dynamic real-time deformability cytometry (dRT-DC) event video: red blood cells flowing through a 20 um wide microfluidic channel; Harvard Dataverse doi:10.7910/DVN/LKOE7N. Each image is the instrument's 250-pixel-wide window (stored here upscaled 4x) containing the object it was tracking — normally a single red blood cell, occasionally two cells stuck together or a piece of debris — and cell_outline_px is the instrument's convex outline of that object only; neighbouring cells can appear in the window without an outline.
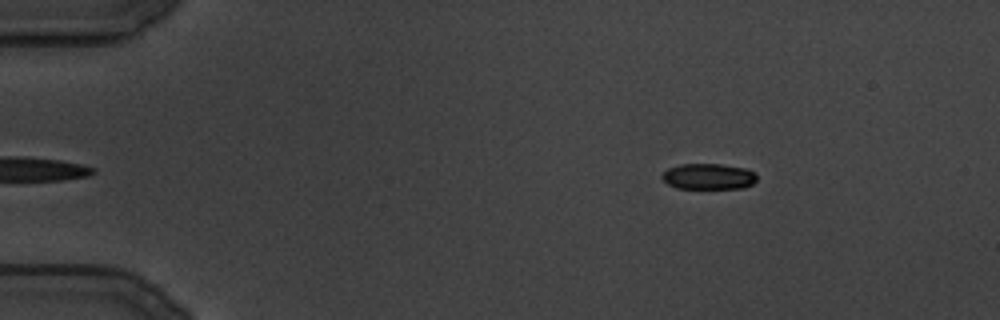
{"species": "common noctule bat (a hibernating species)", "species_latin": "Nyctalus noctula", "temperature_condition": "cold", "stored_images_in_passage": 112, "camera_frame_rate_fps": 3000, "um_per_image_px": 0.085, "animal": {"sex": "male", "body_mass_g": 19.5, "forearm_length_mm": 54.6}, "frame": {"image": 1, "passage_image": 6, "time_ms": 1.667, "image_size_px": [1000, 320], "cell_outline_px": [[756, 180], [752, 184], [744, 188], [676, 188], [668, 184], [660, 176], [668, 168], [680, 164], [720, 164], [748, 168], [756, 172]], "centroid_in_image_um": [60.25, 14.99], "position_along_channel_um": 24.8, "area_um2": 14.39}}
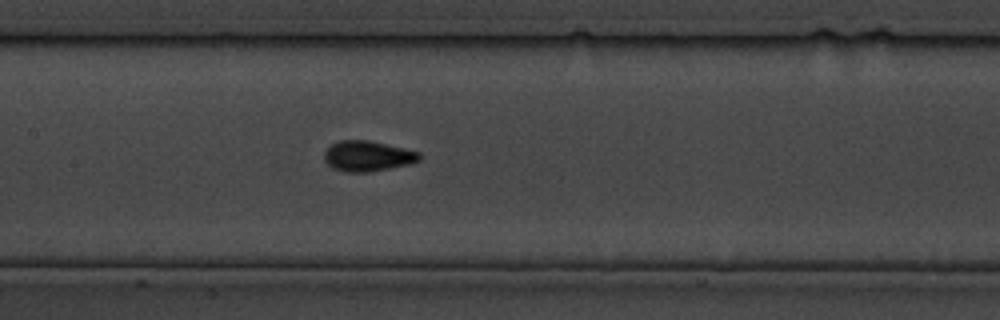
{"frame": {"image": 2, "passage_image": 48, "time_ms": 15.667, "image_size_px": [1000, 320], "cell_outline_px": [[420, 160], [408, 164], [368, 172], [344, 172], [332, 168], [324, 160], [324, 152], [332, 144], [340, 140], [368, 140], [420, 152]], "centroid_in_image_um": [31.21, 13.27], "position_along_channel_um": 176.2, "area_um2": 16.7}}
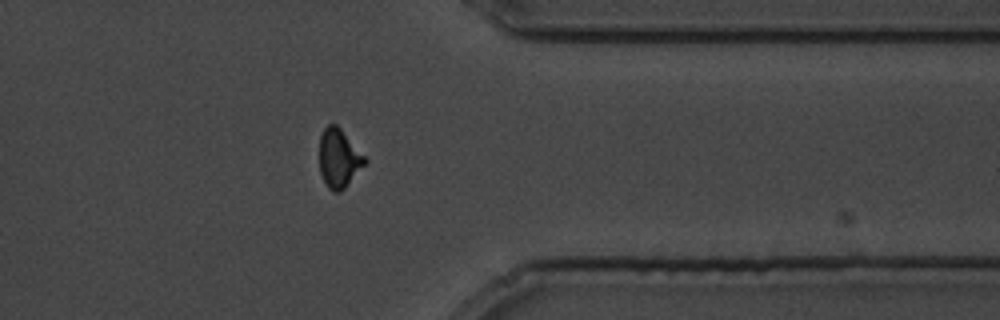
{"frame": {"image": 3, "passage_image": 87, "time_ms": 28.667, "image_size_px": [1000, 320], "cell_outline_px": [[368, 160], [344, 188], [340, 192], [332, 192], [328, 188], [320, 172], [320, 136], [324, 128], [328, 124], [336, 124], [340, 128]], "centroid_in_image_um": [28.79, 13.45], "position_along_channel_um": 382.6, "area_um2": 15.26}}